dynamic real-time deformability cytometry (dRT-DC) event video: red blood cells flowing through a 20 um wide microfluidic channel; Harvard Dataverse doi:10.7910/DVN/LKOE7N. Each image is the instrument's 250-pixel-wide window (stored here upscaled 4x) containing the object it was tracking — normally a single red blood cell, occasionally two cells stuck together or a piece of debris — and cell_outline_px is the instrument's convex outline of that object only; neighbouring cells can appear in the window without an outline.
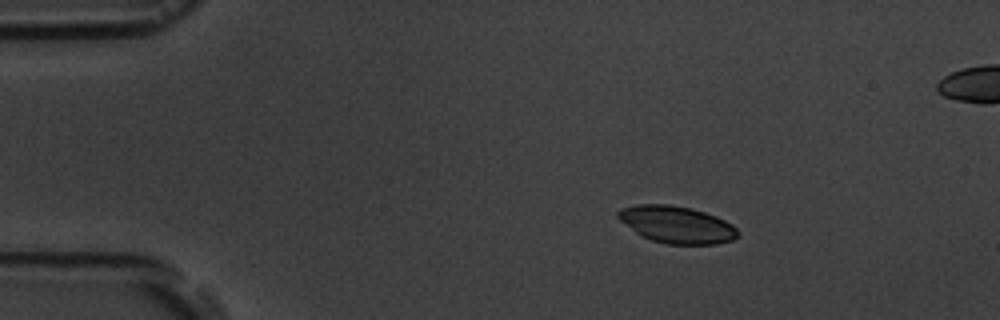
{"species": "common noctule bat (a hibernating species)", "species_latin": "Nyctalus noctula", "temperature_condition": "room temperature", "stored_images_in_passage": 3, "camera_frame_rate_fps": 3000, "um_per_image_px": 0.085, "animal": {"sex": "male", "body_mass_g": 19.5, "forearm_length_mm": 54.6}, "frame": {"image": 1, "passage_image": 1, "time_ms": 0.0, "image_size_px": [1000, 320], "cell_outline_px": [[740, 236], [732, 240], [716, 244], [664, 244], [640, 236], [620, 220], [616, 216], [616, 212], [620, 208], [636, 204], [668, 204], [692, 208], [716, 216], [732, 224], [736, 228]], "centroid_in_image_um": [57.5, 19.09], "position_along_channel_um": 27.5, "area_um2": 26.07}}
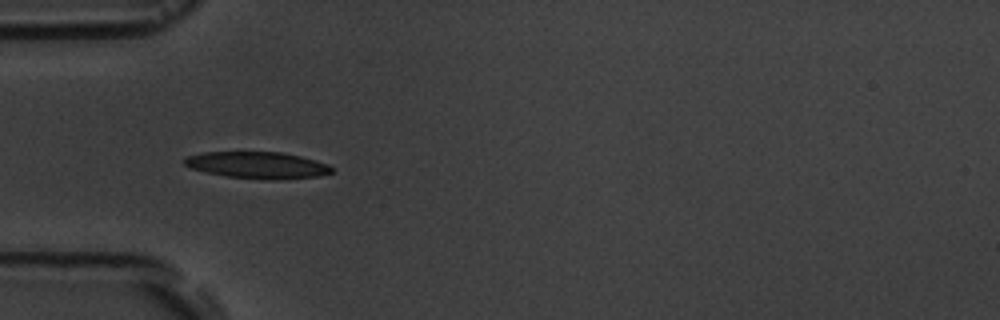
{"frame": {"image": 2, "passage_image": 2, "time_ms": 16.0, "image_size_px": [1000, 320], "cell_outline_px": [[332, 172], [320, 176], [276, 180], [264, 180], [228, 176], [208, 172], [192, 168], [184, 164], [184, 156], [204, 152], [280, 152], [300, 156], [316, 160], [328, 164], [332, 168]], "centroid_in_image_um": [21.9, 14.03], "position_along_channel_um": 63.1, "area_um2": 22.89}}
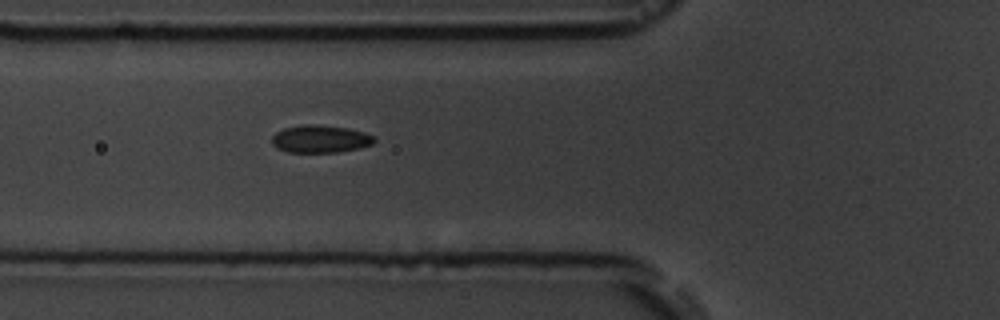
{"frame": {"image": 3, "passage_image": 3, "time_ms": 35.667, "image_size_px": [1000, 320], "cell_outline_px": [[376, 140], [372, 144], [360, 148], [336, 152], [288, 152], [272, 144], [272, 136], [276, 132], [284, 128], [308, 124], [348, 128], [364, 132], [372, 136]], "centroid_in_image_um": [27.23, 11.81], "position_along_channel_um": 98.6, "area_um2": 16.18}}